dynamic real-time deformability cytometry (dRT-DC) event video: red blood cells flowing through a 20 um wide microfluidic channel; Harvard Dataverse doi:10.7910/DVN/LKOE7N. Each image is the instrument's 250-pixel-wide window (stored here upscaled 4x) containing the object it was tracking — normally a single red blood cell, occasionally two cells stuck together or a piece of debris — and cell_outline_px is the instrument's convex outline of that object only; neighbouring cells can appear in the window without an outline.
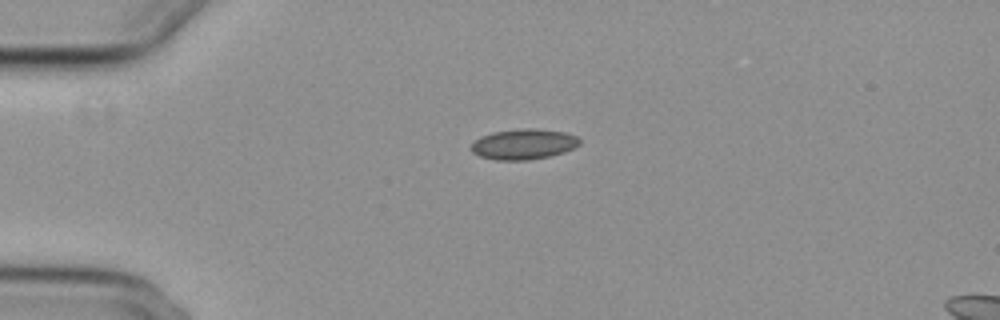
{"species": "common noctule bat (a hibernating species)", "species_latin": "Nyctalus noctula", "temperature_condition": "cold", "stored_images_in_passage": 43, "camera_frame_rate_fps": 3000, "um_per_image_px": 0.085, "animal": {"sex": "female", "body_mass_g": 29.2, "forearm_length_mm": 56.3}, "frame": {"image": 1, "passage_image": 1, "time_ms": 0.0, "image_size_px": [1000, 320], "cell_outline_px": [[580, 144], [564, 152], [548, 156], [528, 160], [496, 160], [480, 156], [472, 152], [472, 144], [480, 136], [492, 132], [524, 128], [532, 128], [564, 132], [576, 136], [580, 140]], "centroid_in_image_um": [44.5, 12.25], "position_along_channel_um": 40.5, "area_um2": 19.07}}
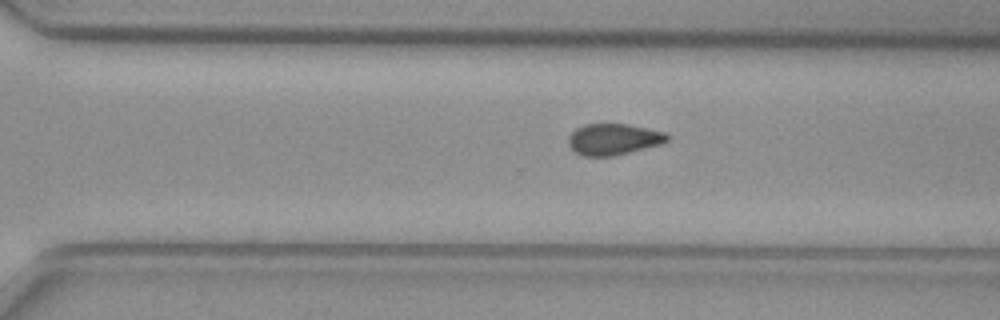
{"frame": {"image": 2, "passage_image": 26, "time_ms": 8.333, "image_size_px": [1000, 320], "cell_outline_px": [[668, 140], [660, 144], [612, 156], [580, 156], [568, 144], [568, 136], [576, 128], [584, 124], [628, 124], [664, 132], [668, 136]], "centroid_in_image_um": [52.1, 11.83], "position_along_channel_um": 318.5, "area_um2": 17.8}}
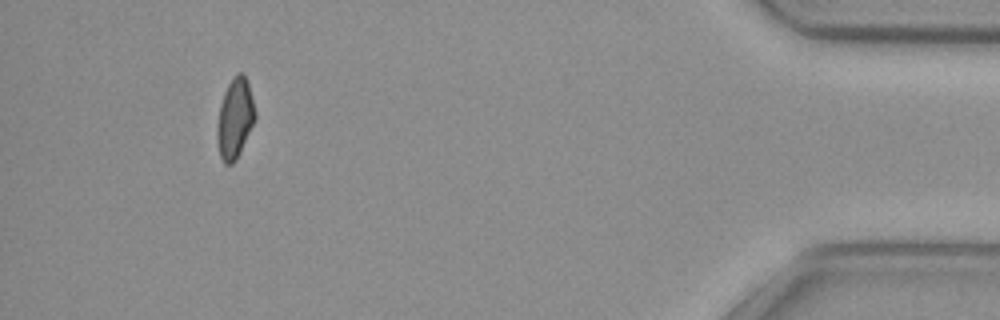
{"frame": {"image": 3, "passage_image": 39, "time_ms": 12.667, "image_size_px": [1000, 320], "cell_outline_px": [[256, 116], [240, 152], [236, 160], [232, 164], [224, 164], [220, 156], [216, 140], [216, 128], [220, 104], [224, 92], [228, 84], [240, 72], [244, 76], [248, 84], [256, 112]], "centroid_in_image_um": [19.94, 10.12], "position_along_channel_um": 415.3, "area_um2": 17.46}}